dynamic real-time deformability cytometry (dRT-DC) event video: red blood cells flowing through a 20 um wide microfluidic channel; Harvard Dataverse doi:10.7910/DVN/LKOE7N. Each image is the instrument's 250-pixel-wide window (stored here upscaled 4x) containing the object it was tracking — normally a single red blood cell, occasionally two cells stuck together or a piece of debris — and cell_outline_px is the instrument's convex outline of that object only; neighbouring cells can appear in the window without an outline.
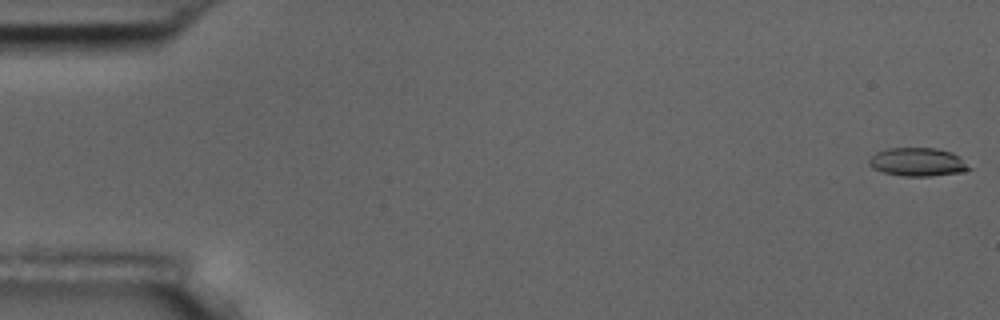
{"species": "common noctule bat (a hibernating species)", "species_latin": "Nyctalus noctula", "temperature_condition": "room temperature", "stored_images_in_passage": 9, "camera_frame_rate_fps": 3000, "um_per_image_px": 0.085, "animal": {"sex": "male", "body_mass_g": 17.5, "forearm_length_mm": 52.3}, "frame": {"image": 1, "passage_image": 1, "time_ms": 0.0, "image_size_px": [1000, 320], "cell_outline_px": [[972, 168], [964, 172], [932, 176], [904, 176], [884, 172], [872, 168], [868, 164], [868, 160], [876, 152], [888, 148], [936, 148], [952, 152]], "centroid_in_image_um": [77.99, 13.77], "position_along_channel_um": 7.0, "area_um2": 16.53}}
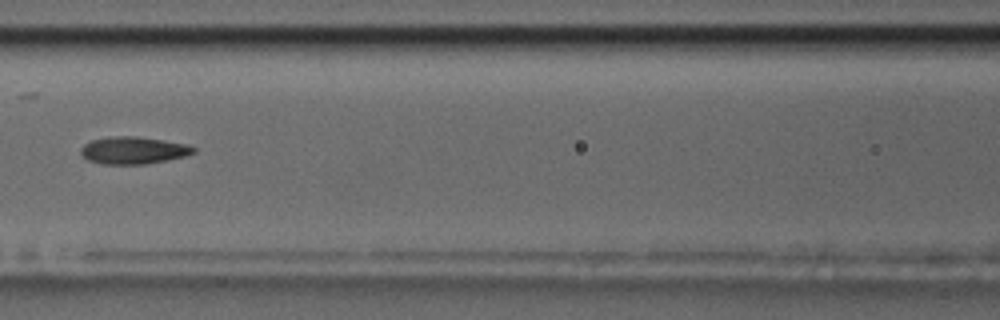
{"frame": {"image": 2, "passage_image": 7, "time_ms": 8.0, "image_size_px": [1000, 320], "cell_outline_px": [[196, 152], [184, 156], [168, 160], [144, 164], [104, 164], [88, 160], [80, 152], [80, 148], [84, 144], [92, 140], [112, 136], [136, 136], [188, 144], [196, 148]], "centroid_in_image_um": [11.35, 12.77], "position_along_channel_um": 155.2, "area_um2": 17.86}}
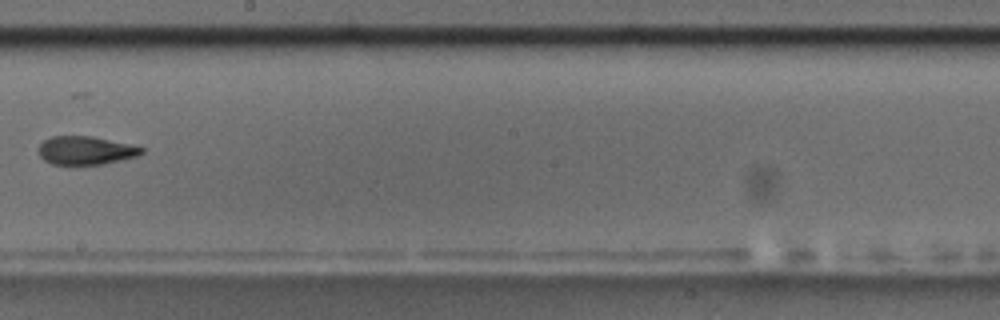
{"frame": {"image": 3, "passage_image": 9, "time_ms": 10.333, "image_size_px": [1000, 320], "cell_outline_px": [[144, 152], [140, 156], [104, 164], [52, 164], [44, 160], [40, 156], [40, 144], [44, 140], [52, 136], [92, 136], [128, 144], [144, 148]], "centroid_in_image_um": [7.32, 12.79], "position_along_channel_um": 240.9, "area_um2": 16.94}}